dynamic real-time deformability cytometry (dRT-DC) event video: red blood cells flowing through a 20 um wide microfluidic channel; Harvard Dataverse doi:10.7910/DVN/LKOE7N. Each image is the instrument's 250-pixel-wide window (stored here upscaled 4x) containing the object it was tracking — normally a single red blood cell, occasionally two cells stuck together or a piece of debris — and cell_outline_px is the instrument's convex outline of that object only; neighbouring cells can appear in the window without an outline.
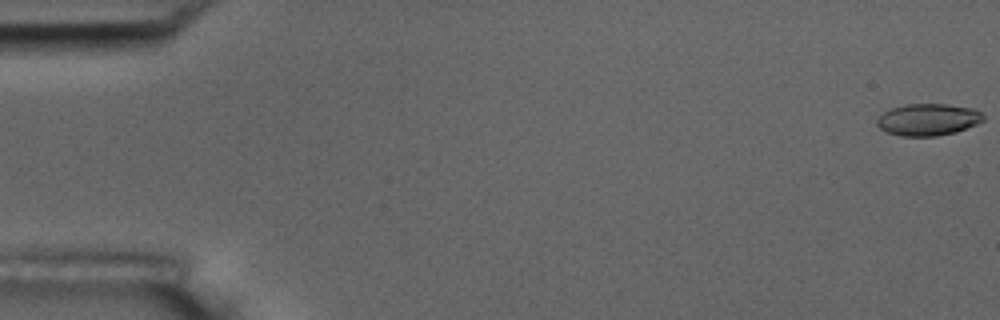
{"species": "common noctule bat (a hibernating species)", "species_latin": "Nyctalus noctula", "temperature_condition": "room temperature", "stored_images_in_passage": 4, "camera_frame_rate_fps": 3000, "um_per_image_px": 0.085, "animal": {"sex": "male", "body_mass_g": 17.5, "forearm_length_mm": 52.3}, "frame": {"image": 1, "passage_image": 1, "time_ms": 0.0, "image_size_px": [1000, 320], "cell_outline_px": [[984, 120], [976, 124], [956, 132], [936, 136], [900, 136], [888, 132], [880, 128], [876, 124], [876, 120], [884, 112], [892, 108], [904, 104], [948, 104], [976, 108], [984, 116]], "centroid_in_image_um": [78.9, 10.16], "position_along_channel_um": 6.1, "area_um2": 19.83}}